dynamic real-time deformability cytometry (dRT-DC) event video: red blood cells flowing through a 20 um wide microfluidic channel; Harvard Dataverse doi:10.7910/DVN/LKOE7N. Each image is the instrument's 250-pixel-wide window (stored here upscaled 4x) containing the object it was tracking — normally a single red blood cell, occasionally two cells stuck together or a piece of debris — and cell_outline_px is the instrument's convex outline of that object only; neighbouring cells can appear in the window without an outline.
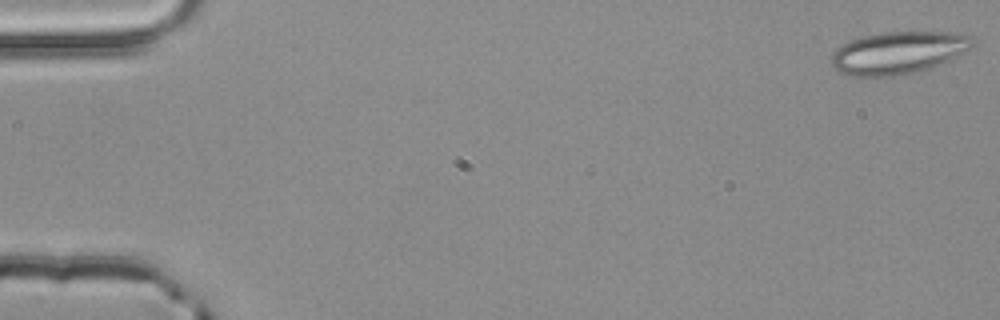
{"species": "common noctule bat (a hibernating species)", "species_latin": "Nyctalus noctula", "temperature_condition": "room temperature", "stored_images_in_passage": 53, "camera_frame_rate_fps": 3000, "um_per_image_px": 0.085, "animal": {"sex": "male", "body_mass_g": 20.4}, "frame": {"image": 1, "passage_image": 1, "time_ms": 0.0, "image_size_px": [1000, 320], "cell_outline_px": [[972, 44], [968, 48], [956, 56], [948, 60], [928, 68], [900, 76], [848, 76], [840, 72], [832, 64], [832, 52], [840, 44], [864, 36], [884, 32], [952, 32], [972, 36]], "centroid_in_image_um": [76.29, 4.48], "position_along_channel_um": 8.7, "area_um2": 34.51}}
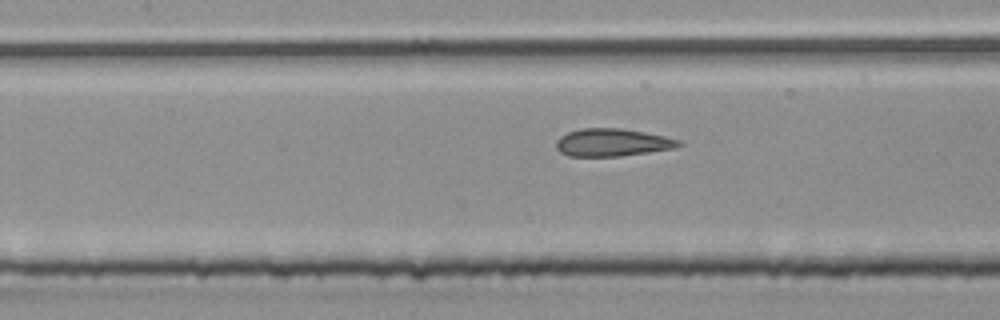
{"frame": {"image": 2, "passage_image": 24, "time_ms": 7.667, "image_size_px": [1000, 320], "cell_outline_px": [[684, 144], [672, 148], [648, 152], [620, 156], [568, 156], [560, 152], [556, 148], [556, 140], [560, 136], [568, 132], [580, 128], [620, 128], [644, 132], [664, 136], [680, 140]], "centroid_in_image_um": [52.01, 12.1], "position_along_channel_um": 155.4, "area_um2": 19.71}}
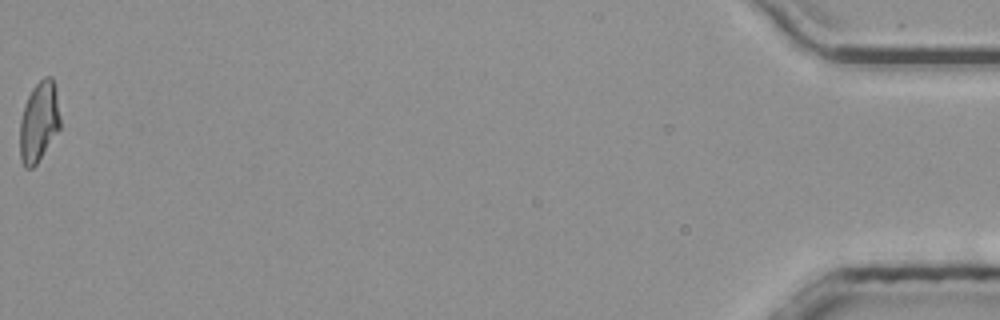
{"frame": {"image": 3, "passage_image": 53, "time_ms": 17.333, "image_size_px": [1000, 320], "cell_outline_px": [[60, 128], [36, 164], [32, 168], [24, 168], [20, 160], [20, 120], [24, 104], [32, 88], [44, 76], [52, 76], [56, 92], [60, 120]], "centroid_in_image_um": [3.29, 10.35], "position_along_channel_um": 431.9, "area_um2": 18.79}, "authors_computed_cell_mechanics": {"area_um2": 19.7676, "velocity_mm_per_s": 3.9615, "shape_relaxation_time_tau1_ms": null, "shape_relaxation_time_tau2_ms": 1.1047, "deformation_change_tau1": null, "deformation_change_tau2": 0.108}}